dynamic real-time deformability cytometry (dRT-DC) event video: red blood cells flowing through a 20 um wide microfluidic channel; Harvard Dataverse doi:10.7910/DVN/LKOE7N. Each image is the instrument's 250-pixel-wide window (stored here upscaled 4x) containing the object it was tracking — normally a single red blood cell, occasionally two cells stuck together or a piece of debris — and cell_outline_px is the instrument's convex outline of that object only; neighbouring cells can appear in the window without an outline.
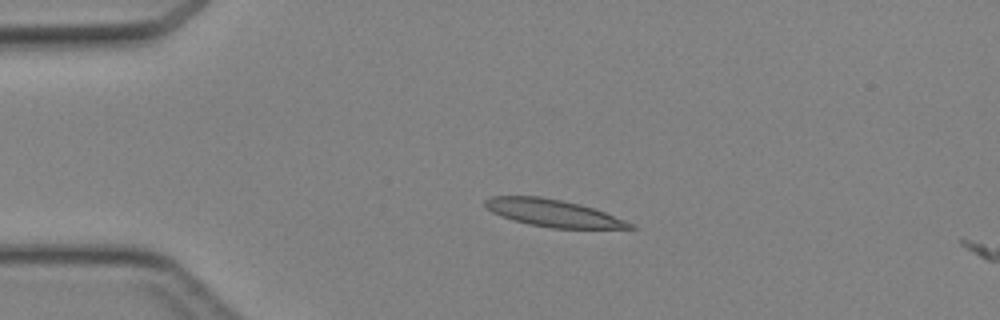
{"species": "Egyptian fruit bat (a non-hibernating species)", "species_latin": "Rousettus aegyptiacus", "temperature_condition": "cold", "stored_images_in_passage": 13, "camera_frame_rate_fps": 3000, "um_per_image_px": 0.085, "animal": {"sex": "female"}, "frame": {"image": 1, "passage_image": 10, "time_ms": 3.0, "image_size_px": [1000, 320], "cell_outline_px": [[636, 228], [552, 228], [528, 224], [512, 220], [500, 216], [492, 212], [484, 204], [484, 200], [492, 196], [540, 196], [580, 204], [604, 212], [636, 224]], "centroid_in_image_um": [47.0, 18.11], "position_along_channel_um": 38.0, "area_um2": 22.83}}